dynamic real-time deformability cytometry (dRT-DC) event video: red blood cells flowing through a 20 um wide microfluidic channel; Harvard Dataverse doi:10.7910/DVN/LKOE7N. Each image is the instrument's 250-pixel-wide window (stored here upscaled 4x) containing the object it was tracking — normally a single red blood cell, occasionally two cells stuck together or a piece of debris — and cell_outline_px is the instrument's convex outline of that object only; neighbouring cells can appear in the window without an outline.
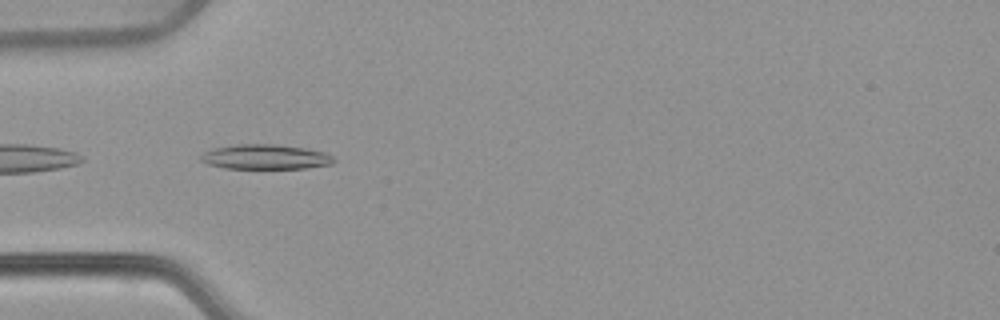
{"species": "common noctule bat (a hibernating species)", "species_latin": "Nyctalus noctula", "temperature_condition": "warm", "stored_images_in_passage": 3, "camera_frame_rate_fps": 3000, "um_per_image_px": 0.085, "animal": {"sex": "female", "body_mass_g": 22.7, "forearm_length_mm": 54.2}, "frame": {"image": 1, "passage_image": 1, "time_ms": 0.0, "image_size_px": [1000, 320], "cell_outline_px": [[336, 160], [332, 164], [308, 168], [224, 168], [208, 164], [200, 160], [200, 156], [204, 152], [212, 148], [236, 144], [276, 144], [308, 148], [324, 152], [332, 156]], "centroid_in_image_um": [22.57, 13.33], "position_along_channel_um": 62.4, "area_um2": 19.36}}